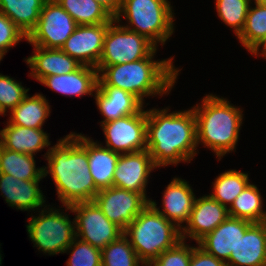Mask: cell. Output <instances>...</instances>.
Masks as SVG:
<instances>
[{"label": "cell", "mask_w": 266, "mask_h": 266, "mask_svg": "<svg viewBox=\"0 0 266 266\" xmlns=\"http://www.w3.org/2000/svg\"><path fill=\"white\" fill-rule=\"evenodd\" d=\"M44 157L48 162L44 176L51 175L62 206L93 201L99 190L89 171L86 136L71 132L49 147Z\"/></svg>", "instance_id": "cell-1"}, {"label": "cell", "mask_w": 266, "mask_h": 266, "mask_svg": "<svg viewBox=\"0 0 266 266\" xmlns=\"http://www.w3.org/2000/svg\"><path fill=\"white\" fill-rule=\"evenodd\" d=\"M169 108L147 110L146 145L159 168L191 162L197 154L196 118L192 109L168 113Z\"/></svg>", "instance_id": "cell-2"}, {"label": "cell", "mask_w": 266, "mask_h": 266, "mask_svg": "<svg viewBox=\"0 0 266 266\" xmlns=\"http://www.w3.org/2000/svg\"><path fill=\"white\" fill-rule=\"evenodd\" d=\"M157 47L146 57L130 63L97 66L98 85L113 86L132 93L144 104V97L169 94L176 83L179 69L173 58L152 60Z\"/></svg>", "instance_id": "cell-3"}, {"label": "cell", "mask_w": 266, "mask_h": 266, "mask_svg": "<svg viewBox=\"0 0 266 266\" xmlns=\"http://www.w3.org/2000/svg\"><path fill=\"white\" fill-rule=\"evenodd\" d=\"M196 118L197 145L202 143L216 154L219 160L234 151L243 122L242 109L228 99L208 94L192 107Z\"/></svg>", "instance_id": "cell-4"}, {"label": "cell", "mask_w": 266, "mask_h": 266, "mask_svg": "<svg viewBox=\"0 0 266 266\" xmlns=\"http://www.w3.org/2000/svg\"><path fill=\"white\" fill-rule=\"evenodd\" d=\"M124 236L130 238L131 246L144 265L182 240L181 229L150 203L124 230Z\"/></svg>", "instance_id": "cell-5"}, {"label": "cell", "mask_w": 266, "mask_h": 266, "mask_svg": "<svg viewBox=\"0 0 266 266\" xmlns=\"http://www.w3.org/2000/svg\"><path fill=\"white\" fill-rule=\"evenodd\" d=\"M168 0H122L116 21L122 17L123 27L145 36L156 47L164 45L174 32V14Z\"/></svg>", "instance_id": "cell-6"}, {"label": "cell", "mask_w": 266, "mask_h": 266, "mask_svg": "<svg viewBox=\"0 0 266 266\" xmlns=\"http://www.w3.org/2000/svg\"><path fill=\"white\" fill-rule=\"evenodd\" d=\"M49 208L46 205L38 211L39 216L29 218L27 233L39 251L49 255L64 253L76 238L75 220L72 222L60 209Z\"/></svg>", "instance_id": "cell-7"}, {"label": "cell", "mask_w": 266, "mask_h": 266, "mask_svg": "<svg viewBox=\"0 0 266 266\" xmlns=\"http://www.w3.org/2000/svg\"><path fill=\"white\" fill-rule=\"evenodd\" d=\"M155 48L145 36L123 27L120 21L114 20L105 34L103 51L97 66L137 61L146 58Z\"/></svg>", "instance_id": "cell-8"}, {"label": "cell", "mask_w": 266, "mask_h": 266, "mask_svg": "<svg viewBox=\"0 0 266 266\" xmlns=\"http://www.w3.org/2000/svg\"><path fill=\"white\" fill-rule=\"evenodd\" d=\"M75 214L76 237L100 250L119 239L124 230L111 222L94 201L65 206ZM77 214V215H76Z\"/></svg>", "instance_id": "cell-9"}, {"label": "cell", "mask_w": 266, "mask_h": 266, "mask_svg": "<svg viewBox=\"0 0 266 266\" xmlns=\"http://www.w3.org/2000/svg\"><path fill=\"white\" fill-rule=\"evenodd\" d=\"M77 26L71 15L56 0H46L38 23L26 41L32 46L61 49Z\"/></svg>", "instance_id": "cell-10"}, {"label": "cell", "mask_w": 266, "mask_h": 266, "mask_svg": "<svg viewBox=\"0 0 266 266\" xmlns=\"http://www.w3.org/2000/svg\"><path fill=\"white\" fill-rule=\"evenodd\" d=\"M143 108L144 106L135 114L101 124L105 147L120 154L147 150V110Z\"/></svg>", "instance_id": "cell-11"}, {"label": "cell", "mask_w": 266, "mask_h": 266, "mask_svg": "<svg viewBox=\"0 0 266 266\" xmlns=\"http://www.w3.org/2000/svg\"><path fill=\"white\" fill-rule=\"evenodd\" d=\"M93 201L111 222L123 230L150 203L143 194L119 187L99 190Z\"/></svg>", "instance_id": "cell-12"}, {"label": "cell", "mask_w": 266, "mask_h": 266, "mask_svg": "<svg viewBox=\"0 0 266 266\" xmlns=\"http://www.w3.org/2000/svg\"><path fill=\"white\" fill-rule=\"evenodd\" d=\"M110 24L78 25L61 50L81 65L96 68L103 51L104 37Z\"/></svg>", "instance_id": "cell-13"}, {"label": "cell", "mask_w": 266, "mask_h": 266, "mask_svg": "<svg viewBox=\"0 0 266 266\" xmlns=\"http://www.w3.org/2000/svg\"><path fill=\"white\" fill-rule=\"evenodd\" d=\"M157 168L147 150L121 154L113 177V187L143 194L152 170Z\"/></svg>", "instance_id": "cell-14"}, {"label": "cell", "mask_w": 266, "mask_h": 266, "mask_svg": "<svg viewBox=\"0 0 266 266\" xmlns=\"http://www.w3.org/2000/svg\"><path fill=\"white\" fill-rule=\"evenodd\" d=\"M229 216L228 207L221 205L210 195L196 198L187 225L181 228V238H191L196 243L212 232Z\"/></svg>", "instance_id": "cell-15"}, {"label": "cell", "mask_w": 266, "mask_h": 266, "mask_svg": "<svg viewBox=\"0 0 266 266\" xmlns=\"http://www.w3.org/2000/svg\"><path fill=\"white\" fill-rule=\"evenodd\" d=\"M252 224L251 221L228 216L212 232L201 238L197 244L206 253L226 262L240 238Z\"/></svg>", "instance_id": "cell-16"}, {"label": "cell", "mask_w": 266, "mask_h": 266, "mask_svg": "<svg viewBox=\"0 0 266 266\" xmlns=\"http://www.w3.org/2000/svg\"><path fill=\"white\" fill-rule=\"evenodd\" d=\"M196 196L188 184L182 178H173L167 185L163 194V211H161L155 201L150 200V204L167 220L173 222L179 229L184 222L187 223L193 209Z\"/></svg>", "instance_id": "cell-17"}, {"label": "cell", "mask_w": 266, "mask_h": 266, "mask_svg": "<svg viewBox=\"0 0 266 266\" xmlns=\"http://www.w3.org/2000/svg\"><path fill=\"white\" fill-rule=\"evenodd\" d=\"M41 180H22L12 175L0 173V191L10 207L21 211L39 210L45 197L39 188Z\"/></svg>", "instance_id": "cell-18"}, {"label": "cell", "mask_w": 266, "mask_h": 266, "mask_svg": "<svg viewBox=\"0 0 266 266\" xmlns=\"http://www.w3.org/2000/svg\"><path fill=\"white\" fill-rule=\"evenodd\" d=\"M225 263L227 266H266V222L253 223Z\"/></svg>", "instance_id": "cell-19"}, {"label": "cell", "mask_w": 266, "mask_h": 266, "mask_svg": "<svg viewBox=\"0 0 266 266\" xmlns=\"http://www.w3.org/2000/svg\"><path fill=\"white\" fill-rule=\"evenodd\" d=\"M33 55L25 59L30 66V75L37 81L53 75H63L77 70L81 64L57 48L33 46Z\"/></svg>", "instance_id": "cell-20"}, {"label": "cell", "mask_w": 266, "mask_h": 266, "mask_svg": "<svg viewBox=\"0 0 266 266\" xmlns=\"http://www.w3.org/2000/svg\"><path fill=\"white\" fill-rule=\"evenodd\" d=\"M94 94L97 108L104 117L100 124L135 114L144 106L132 93L113 86H97Z\"/></svg>", "instance_id": "cell-21"}, {"label": "cell", "mask_w": 266, "mask_h": 266, "mask_svg": "<svg viewBox=\"0 0 266 266\" xmlns=\"http://www.w3.org/2000/svg\"><path fill=\"white\" fill-rule=\"evenodd\" d=\"M41 84L67 96L92 95L98 85V70L96 68L81 65L72 73L53 75L43 78Z\"/></svg>", "instance_id": "cell-22"}, {"label": "cell", "mask_w": 266, "mask_h": 266, "mask_svg": "<svg viewBox=\"0 0 266 266\" xmlns=\"http://www.w3.org/2000/svg\"><path fill=\"white\" fill-rule=\"evenodd\" d=\"M0 145L11 151L36 155L38 151L48 148L51 142L43 129L12 125L7 121V126L0 130Z\"/></svg>", "instance_id": "cell-23"}, {"label": "cell", "mask_w": 266, "mask_h": 266, "mask_svg": "<svg viewBox=\"0 0 266 266\" xmlns=\"http://www.w3.org/2000/svg\"><path fill=\"white\" fill-rule=\"evenodd\" d=\"M120 155L88 137L89 171L98 190L113 187L114 172Z\"/></svg>", "instance_id": "cell-24"}, {"label": "cell", "mask_w": 266, "mask_h": 266, "mask_svg": "<svg viewBox=\"0 0 266 266\" xmlns=\"http://www.w3.org/2000/svg\"><path fill=\"white\" fill-rule=\"evenodd\" d=\"M50 105L43 94H29L11 112L9 122L12 125L42 129L45 120L50 116Z\"/></svg>", "instance_id": "cell-25"}, {"label": "cell", "mask_w": 266, "mask_h": 266, "mask_svg": "<svg viewBox=\"0 0 266 266\" xmlns=\"http://www.w3.org/2000/svg\"><path fill=\"white\" fill-rule=\"evenodd\" d=\"M46 0H0V12L26 36L36 27Z\"/></svg>", "instance_id": "cell-26"}, {"label": "cell", "mask_w": 266, "mask_h": 266, "mask_svg": "<svg viewBox=\"0 0 266 266\" xmlns=\"http://www.w3.org/2000/svg\"><path fill=\"white\" fill-rule=\"evenodd\" d=\"M34 155L19 153L0 145V173L12 175L22 180H41L44 167L36 168Z\"/></svg>", "instance_id": "cell-27"}, {"label": "cell", "mask_w": 266, "mask_h": 266, "mask_svg": "<svg viewBox=\"0 0 266 266\" xmlns=\"http://www.w3.org/2000/svg\"><path fill=\"white\" fill-rule=\"evenodd\" d=\"M257 186L249 184L228 206L229 216L245 219L252 223L266 222V211H263V199Z\"/></svg>", "instance_id": "cell-28"}, {"label": "cell", "mask_w": 266, "mask_h": 266, "mask_svg": "<svg viewBox=\"0 0 266 266\" xmlns=\"http://www.w3.org/2000/svg\"><path fill=\"white\" fill-rule=\"evenodd\" d=\"M78 25L112 23L114 17L94 0H56Z\"/></svg>", "instance_id": "cell-29"}, {"label": "cell", "mask_w": 266, "mask_h": 266, "mask_svg": "<svg viewBox=\"0 0 266 266\" xmlns=\"http://www.w3.org/2000/svg\"><path fill=\"white\" fill-rule=\"evenodd\" d=\"M250 184L248 173L228 170L221 173L213 182V193L209 194L221 205L228 207L237 196Z\"/></svg>", "instance_id": "cell-30"}, {"label": "cell", "mask_w": 266, "mask_h": 266, "mask_svg": "<svg viewBox=\"0 0 266 266\" xmlns=\"http://www.w3.org/2000/svg\"><path fill=\"white\" fill-rule=\"evenodd\" d=\"M255 7L249 8L246 22L237 37L243 47L252 53L266 37V7L254 2Z\"/></svg>", "instance_id": "cell-31"}, {"label": "cell", "mask_w": 266, "mask_h": 266, "mask_svg": "<svg viewBox=\"0 0 266 266\" xmlns=\"http://www.w3.org/2000/svg\"><path fill=\"white\" fill-rule=\"evenodd\" d=\"M102 266H145L124 234L101 250Z\"/></svg>", "instance_id": "cell-32"}, {"label": "cell", "mask_w": 266, "mask_h": 266, "mask_svg": "<svg viewBox=\"0 0 266 266\" xmlns=\"http://www.w3.org/2000/svg\"><path fill=\"white\" fill-rule=\"evenodd\" d=\"M219 18L230 28L234 29L238 37L244 28L247 13L252 0H215Z\"/></svg>", "instance_id": "cell-33"}, {"label": "cell", "mask_w": 266, "mask_h": 266, "mask_svg": "<svg viewBox=\"0 0 266 266\" xmlns=\"http://www.w3.org/2000/svg\"><path fill=\"white\" fill-rule=\"evenodd\" d=\"M67 252L70 253L67 266H102L101 250L77 237L64 253Z\"/></svg>", "instance_id": "cell-34"}, {"label": "cell", "mask_w": 266, "mask_h": 266, "mask_svg": "<svg viewBox=\"0 0 266 266\" xmlns=\"http://www.w3.org/2000/svg\"><path fill=\"white\" fill-rule=\"evenodd\" d=\"M26 89L13 78L0 74V107L4 113L11 112L28 95Z\"/></svg>", "instance_id": "cell-35"}, {"label": "cell", "mask_w": 266, "mask_h": 266, "mask_svg": "<svg viewBox=\"0 0 266 266\" xmlns=\"http://www.w3.org/2000/svg\"><path fill=\"white\" fill-rule=\"evenodd\" d=\"M180 240L174 247L164 251L146 266H190L192 251L195 248Z\"/></svg>", "instance_id": "cell-36"}, {"label": "cell", "mask_w": 266, "mask_h": 266, "mask_svg": "<svg viewBox=\"0 0 266 266\" xmlns=\"http://www.w3.org/2000/svg\"><path fill=\"white\" fill-rule=\"evenodd\" d=\"M22 39L27 40L26 34L0 12V53L5 55L9 48L17 45Z\"/></svg>", "instance_id": "cell-37"}, {"label": "cell", "mask_w": 266, "mask_h": 266, "mask_svg": "<svg viewBox=\"0 0 266 266\" xmlns=\"http://www.w3.org/2000/svg\"><path fill=\"white\" fill-rule=\"evenodd\" d=\"M190 266H227L223 260L206 253L201 247L193 249Z\"/></svg>", "instance_id": "cell-38"}, {"label": "cell", "mask_w": 266, "mask_h": 266, "mask_svg": "<svg viewBox=\"0 0 266 266\" xmlns=\"http://www.w3.org/2000/svg\"><path fill=\"white\" fill-rule=\"evenodd\" d=\"M102 5L114 18L118 14L122 0H94Z\"/></svg>", "instance_id": "cell-39"}, {"label": "cell", "mask_w": 266, "mask_h": 266, "mask_svg": "<svg viewBox=\"0 0 266 266\" xmlns=\"http://www.w3.org/2000/svg\"><path fill=\"white\" fill-rule=\"evenodd\" d=\"M260 47H262L260 51L261 53H258V51L260 50ZM251 54L255 56H258L260 54V56L266 57V37L262 41V43Z\"/></svg>", "instance_id": "cell-40"}, {"label": "cell", "mask_w": 266, "mask_h": 266, "mask_svg": "<svg viewBox=\"0 0 266 266\" xmlns=\"http://www.w3.org/2000/svg\"><path fill=\"white\" fill-rule=\"evenodd\" d=\"M254 2H256L258 4H262L266 7V0H254Z\"/></svg>", "instance_id": "cell-41"}, {"label": "cell", "mask_w": 266, "mask_h": 266, "mask_svg": "<svg viewBox=\"0 0 266 266\" xmlns=\"http://www.w3.org/2000/svg\"><path fill=\"white\" fill-rule=\"evenodd\" d=\"M0 115H6V114L2 111L1 107H0Z\"/></svg>", "instance_id": "cell-42"}, {"label": "cell", "mask_w": 266, "mask_h": 266, "mask_svg": "<svg viewBox=\"0 0 266 266\" xmlns=\"http://www.w3.org/2000/svg\"><path fill=\"white\" fill-rule=\"evenodd\" d=\"M1 264H2V255L0 253V266H1Z\"/></svg>", "instance_id": "cell-43"}, {"label": "cell", "mask_w": 266, "mask_h": 266, "mask_svg": "<svg viewBox=\"0 0 266 266\" xmlns=\"http://www.w3.org/2000/svg\"><path fill=\"white\" fill-rule=\"evenodd\" d=\"M3 57H4V55L2 53H0V61L2 60Z\"/></svg>", "instance_id": "cell-44"}]
</instances>
